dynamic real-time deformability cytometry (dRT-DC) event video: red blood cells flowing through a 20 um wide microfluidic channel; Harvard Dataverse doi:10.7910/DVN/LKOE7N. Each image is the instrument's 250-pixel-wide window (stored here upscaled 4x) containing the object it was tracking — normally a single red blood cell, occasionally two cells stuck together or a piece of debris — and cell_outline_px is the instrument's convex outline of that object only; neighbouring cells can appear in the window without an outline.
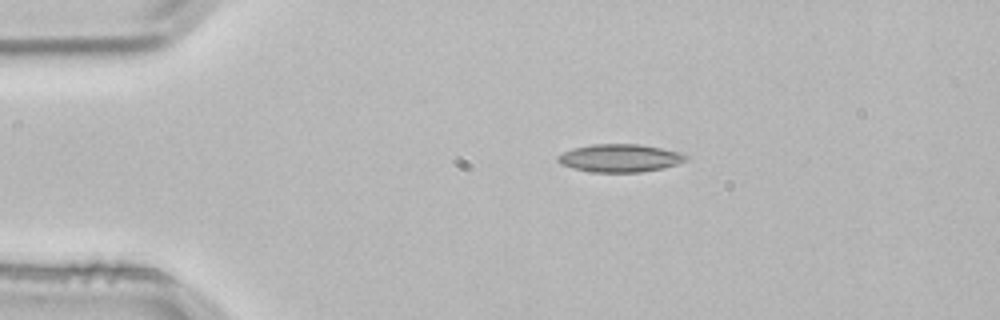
{"species": "common noctule bat (a hibernating species)", "species_latin": "Nyctalus noctula", "temperature_condition": "room temperature", "stored_images_in_passage": 3, "camera_frame_rate_fps": 3000, "um_per_image_px": 0.085, "animal": {"sex": "male", "body_mass_g": 21.5, "forearm_length_mm": 52.0}, "frame": {"image": 1, "passage_image": 2, "time_ms": 0.333, "image_size_px": [1000, 320], "cell_outline_px": [[688, 160], [664, 168], [640, 172], [592, 172], [572, 168], [560, 164], [556, 160], [556, 156], [572, 148], [592, 144], [640, 144], [680, 152], [688, 156]], "centroid_in_image_um": [52.67, 13.43], "position_along_channel_um": 32.3, "area_um2": 20.92}}